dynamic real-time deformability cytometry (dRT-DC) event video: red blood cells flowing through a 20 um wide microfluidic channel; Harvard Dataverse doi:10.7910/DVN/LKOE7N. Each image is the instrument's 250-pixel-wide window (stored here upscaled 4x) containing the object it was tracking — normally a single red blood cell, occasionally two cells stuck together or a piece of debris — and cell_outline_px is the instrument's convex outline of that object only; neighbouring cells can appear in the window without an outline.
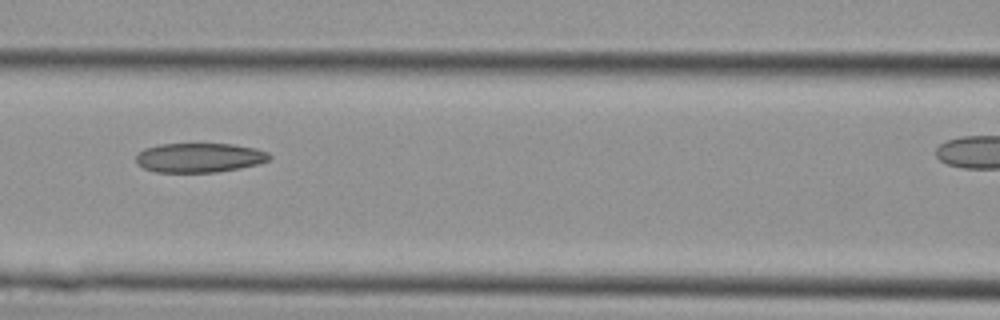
{"species": "Egyptian fruit bat (a non-hibernating species)", "species_latin": "Rousettus aegyptiacus", "temperature_condition": "cold", "stored_images_in_passage": 3, "camera_frame_rate_fps": 3000, "um_per_image_px": 0.085, "animal": {"sex": "female"}, "frame": {"image": 1, "passage_image": 3, "time_ms": 0.667, "image_size_px": [1000, 320], "cell_outline_px": [[272, 160], [240, 168], [216, 172], [156, 172], [144, 168], [136, 160], [136, 156], [144, 148], [160, 144], [232, 144], [256, 148], [268, 152], [272, 156]], "centroid_in_image_um": [16.99, 13.4], "position_along_channel_um": 149.6, "area_um2": 22.83}}